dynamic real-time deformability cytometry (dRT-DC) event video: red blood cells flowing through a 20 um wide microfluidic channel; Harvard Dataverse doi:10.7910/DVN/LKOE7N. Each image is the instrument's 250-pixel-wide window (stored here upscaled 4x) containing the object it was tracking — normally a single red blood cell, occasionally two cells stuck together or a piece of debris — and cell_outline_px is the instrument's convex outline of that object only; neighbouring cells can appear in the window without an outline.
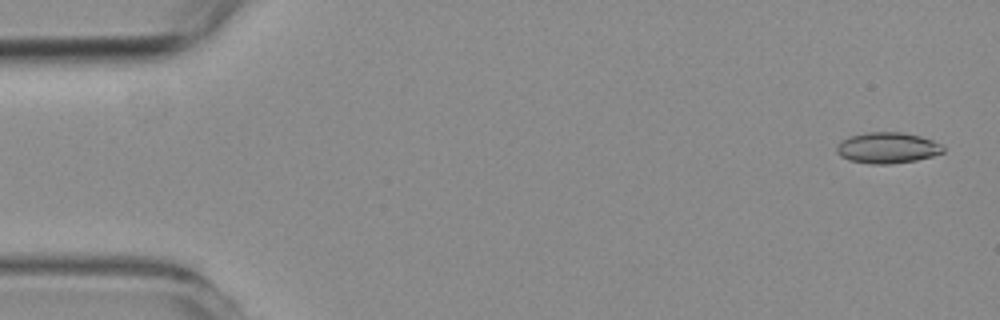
{"species": "common noctule bat (a hibernating species)", "species_latin": "Nyctalus noctula", "temperature_condition": "room temperature", "stored_images_in_passage": 57, "camera_frame_rate_fps": 3000, "um_per_image_px": 0.085, "animal": {"sex": "female", "body_mass_g": 19.3, "forearm_length_mm": 54.1}, "frame": {"image": 1, "passage_image": 2, "time_ms": 0.333, "image_size_px": [1000, 320], "cell_outline_px": [[944, 152], [932, 156], [916, 160], [888, 164], [872, 164], [848, 160], [840, 156], [836, 152], [836, 148], [848, 136], [868, 132], [900, 132], [920, 136], [932, 140], [940, 144], [944, 148]], "centroid_in_image_um": [75.42, 12.57], "position_along_channel_um": 9.6, "area_um2": 19.07}}
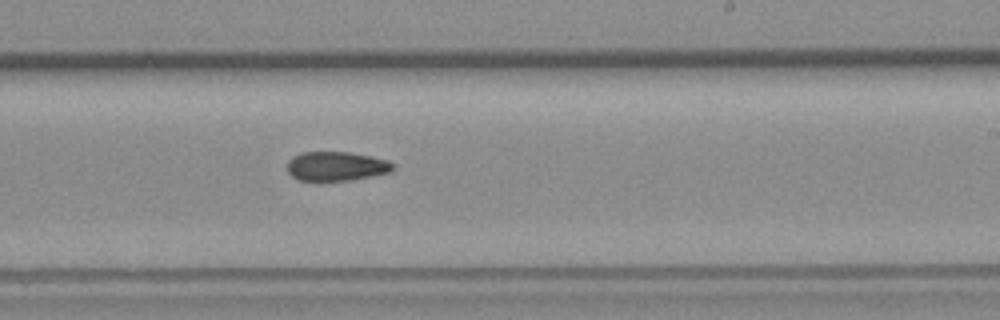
{"frame": {"image": 2, "passage_image": 34, "time_ms": 11.0, "image_size_px": [1000, 320], "cell_outline_px": [[396, 168], [392, 172], [352, 180], [300, 180], [292, 176], [288, 172], [288, 160], [292, 156], [300, 152], [348, 152], [372, 156], [388, 160]], "centroid_in_image_um": [28.61, 14.12], "position_along_channel_um": 260.4, "area_um2": 18.09}}
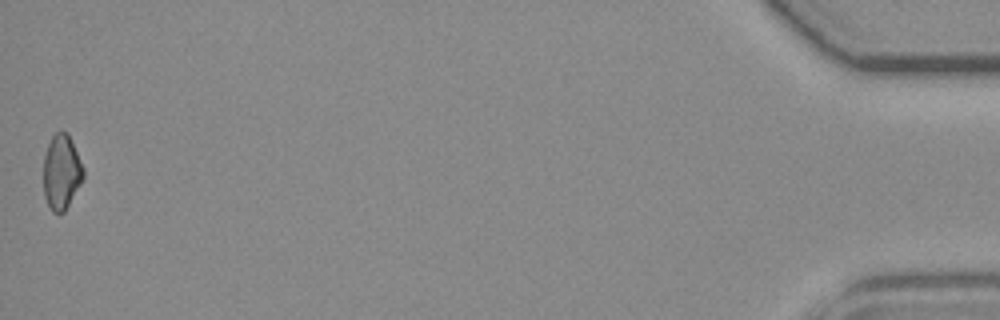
{"frame": {"image": 3, "passage_image": 57, "time_ms": 18.667, "image_size_px": [1000, 320], "cell_outline_px": [[84, 176], [80, 184], [64, 212], [52, 212], [44, 196], [44, 156], [48, 144], [52, 136], [56, 132], [68, 132], [84, 168]], "centroid_in_image_um": [5.23, 14.6], "position_along_channel_um": 430.0, "area_um2": 17.22}}